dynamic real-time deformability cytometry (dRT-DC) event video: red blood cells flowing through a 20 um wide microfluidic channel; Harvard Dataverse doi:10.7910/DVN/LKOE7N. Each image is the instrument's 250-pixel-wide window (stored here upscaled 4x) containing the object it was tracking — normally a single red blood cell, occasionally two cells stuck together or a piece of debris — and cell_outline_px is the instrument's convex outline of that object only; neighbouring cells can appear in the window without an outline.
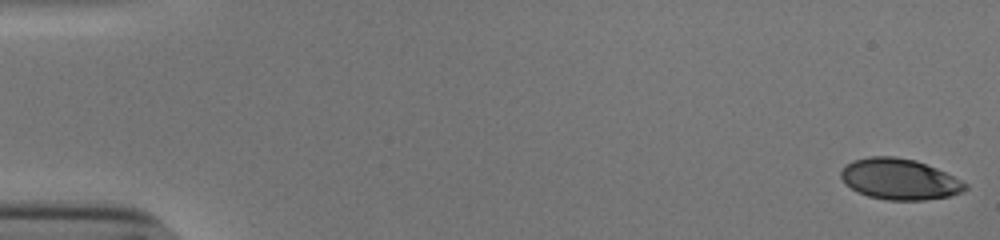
{"species": "human", "species_latin": "Homo sapiens", "temperature_condition": "cold", "stored_images_in_passage": 53, "camera_frame_rate_fps": 3000, "um_per_image_px": 0.085, "donor": {"sex": "male"}, "frame": {"image": 1, "passage_image": 1, "time_ms": 0.0, "image_size_px": [1000, 240], "cell_outline_px": [[968, 188], [964, 192], [948, 196], [924, 200], [888, 200], [868, 196], [844, 184], [840, 176], [840, 172], [852, 160], [868, 156], [896, 156], [916, 160], [936, 168], [968, 184]], "centroid_in_image_um": [76.46, 15.22], "position_along_channel_um": 8.5, "area_um2": 29.59}}
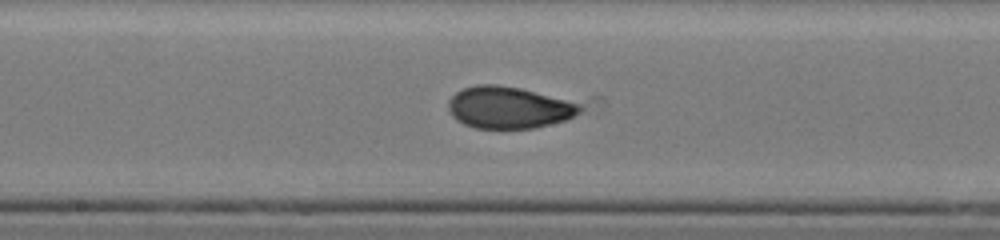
{"frame": {"image": 2, "passage_image": 29, "time_ms": 9.333, "image_size_px": [1000, 240], "cell_outline_px": [[584, 108], [580, 112], [564, 120], [536, 128], [476, 128], [464, 124], [456, 120], [452, 116], [448, 108], [448, 100], [456, 92], [464, 88], [476, 84], [496, 84], [520, 88], [580, 104]], "centroid_in_image_um": [43.2, 9.14], "position_along_channel_um": 205.0, "area_um2": 31.85}}
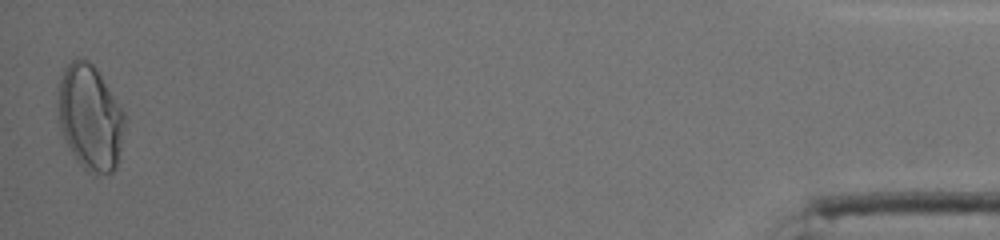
{"frame": {"image": 3, "passage_image": 53, "time_ms": 17.333, "image_size_px": [1000, 240], "cell_outline_px": [[124, 124], [120, 148], [116, 168], [112, 172], [88, 172], [76, 160], [64, 136], [60, 124], [56, 88], [60, 76], [64, 68], [76, 56], [84, 56], [96, 68], [124, 112]], "centroid_in_image_um": [7.62, 9.9], "position_along_channel_um": 427.6, "area_um2": 40.63}, "authors_computed_cell_mechanics": {"area_um2": 31.2698, "velocity_mm_per_s": 3.8559, "shape_relaxation_time_tau1_ms": 10.8704, "shape_relaxation_time_tau2_ms": 0.9904, "deformation_change_tau1": 0.2805, "deformation_change_tau2": 0.0526}}